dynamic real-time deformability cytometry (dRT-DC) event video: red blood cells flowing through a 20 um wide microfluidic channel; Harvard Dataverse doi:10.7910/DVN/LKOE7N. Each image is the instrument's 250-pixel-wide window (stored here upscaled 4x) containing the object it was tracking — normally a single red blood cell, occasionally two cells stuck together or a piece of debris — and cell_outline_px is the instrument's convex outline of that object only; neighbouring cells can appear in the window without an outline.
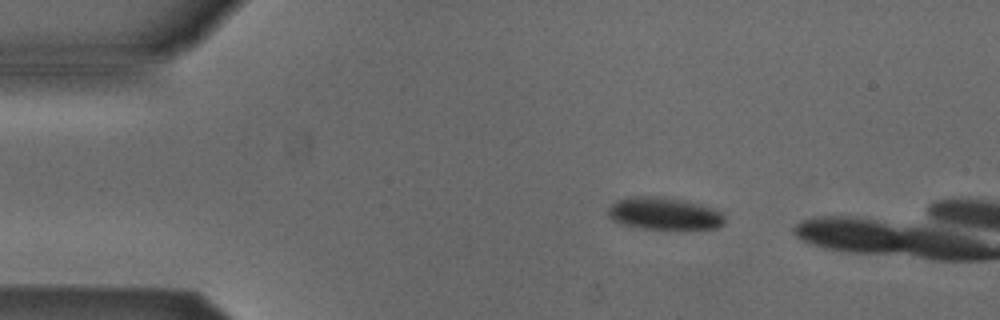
{"species": "Egyptian fruit bat (a non-hibernating species)", "species_latin": "Rousettus aegyptiacus", "temperature_condition": "cold", "stored_images_in_passage": 2, "camera_frame_rate_fps": 3000, "um_per_image_px": 0.085, "animal": {"sex": "male"}, "frame": {"image": 1, "passage_image": 1, "time_ms": 0.0, "image_size_px": [1000, 320], "cell_outline_px": [[724, 224], [716, 228], [640, 228], [620, 224], [612, 220], [608, 216], [608, 208], [616, 200], [632, 196], [656, 196], [684, 200], [712, 208], [724, 212]], "centroid_in_image_um": [56.42, 18.14], "position_along_channel_um": 28.6, "area_um2": 21.85}}